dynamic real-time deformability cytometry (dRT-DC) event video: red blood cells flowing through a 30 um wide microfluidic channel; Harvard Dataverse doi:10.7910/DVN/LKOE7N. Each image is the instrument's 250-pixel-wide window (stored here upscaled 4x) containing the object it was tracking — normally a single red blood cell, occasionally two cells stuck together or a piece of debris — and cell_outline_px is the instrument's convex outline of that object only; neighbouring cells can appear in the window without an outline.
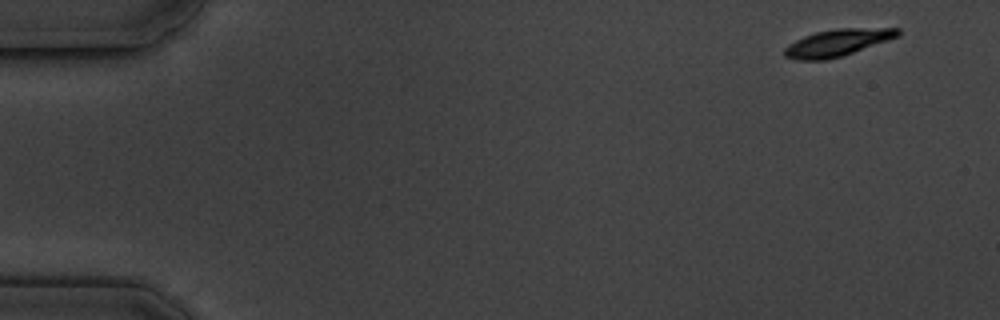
{"species": "common noctule bat (a hibernating species)", "species_latin": "Nyctalus noctula", "temperature_condition": "cold", "stored_images_in_passage": 5, "camera_frame_rate_fps": 3000, "um_per_image_px": 0.085, "animal": {"sex": "male", "body_mass_g": 19.5, "forearm_length_mm": 54.6}, "frame": {"image": 1, "passage_image": 1, "time_ms": 0.0, "image_size_px": [1000, 320], "cell_outline_px": [[900, 36], [840, 56], [824, 60], [796, 60], [784, 56], [784, 48], [788, 44], [804, 36], [816, 32], [836, 28], [900, 28]], "centroid_in_image_um": [71.16, 3.62], "position_along_channel_um": 13.8, "area_um2": 17.63}}